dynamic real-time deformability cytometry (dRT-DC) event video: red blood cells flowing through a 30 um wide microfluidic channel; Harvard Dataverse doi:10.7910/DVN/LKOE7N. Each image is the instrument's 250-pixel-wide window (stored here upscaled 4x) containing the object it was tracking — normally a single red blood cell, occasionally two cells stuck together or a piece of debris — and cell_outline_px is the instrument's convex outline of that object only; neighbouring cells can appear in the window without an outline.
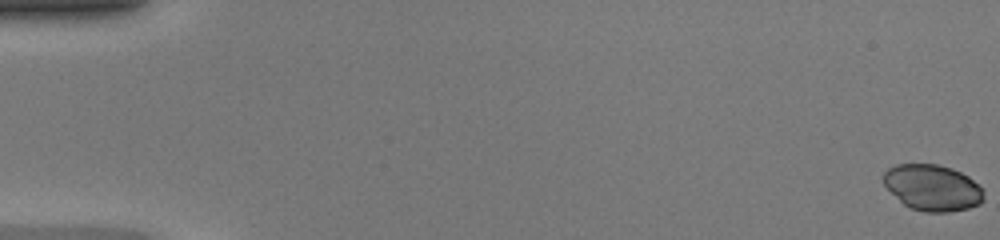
{"species": "common noctule bat (a hibernating species)", "species_latin": "Nyctalus noctula", "temperature_condition": "warm", "stored_images_in_passage": 17, "camera_frame_rate_fps": 3000, "um_per_image_px": 0.085, "animal": {"sex": "female", "body_mass_g": 20.0, "forearm_length_mm": 54.0}, "frame": {"image": 1, "passage_image": 1, "time_ms": 0.0, "image_size_px": [1000, 240], "cell_outline_px": [[984, 200], [980, 204], [968, 208], [948, 212], [924, 212], [912, 208], [904, 204], [884, 184], [884, 172], [888, 168], [896, 164], [936, 164], [952, 168], [968, 176], [984, 192]], "centroid_in_image_um": [79.27, 15.95], "position_along_channel_um": 5.7, "area_um2": 26.7}}
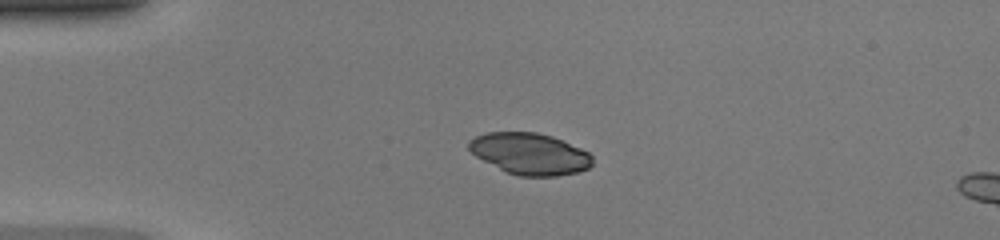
{"frame": {"image": 2, "passage_image": 13, "time_ms": 4.0, "image_size_px": [1000, 240], "cell_outline_px": [[592, 164], [588, 168], [576, 172], [556, 176], [520, 176], [508, 172], [476, 156], [468, 148], [468, 140], [476, 136], [488, 132], [536, 132], [552, 136], [580, 148], [588, 152], [592, 156]], "centroid_in_image_um": [45.04, 13.06], "position_along_channel_um": 40.0, "area_um2": 29.54}}